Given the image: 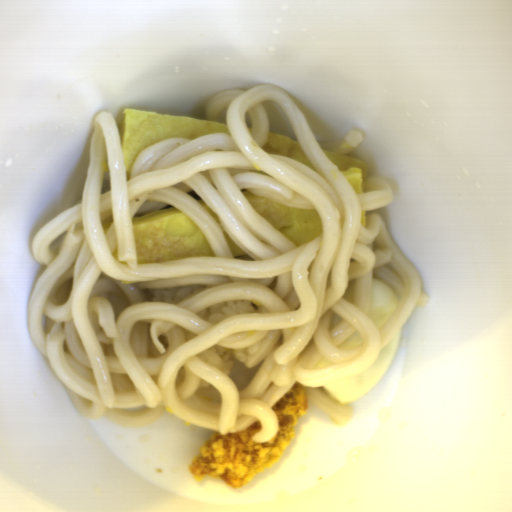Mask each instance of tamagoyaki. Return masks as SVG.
Listing matches in <instances>:
<instances>
[{"label":"tamagoyaki","mask_w":512,"mask_h":512,"mask_svg":"<svg viewBox=\"0 0 512 512\" xmlns=\"http://www.w3.org/2000/svg\"><path fill=\"white\" fill-rule=\"evenodd\" d=\"M132 225L138 263L214 257L203 229L173 206L133 218Z\"/></svg>","instance_id":"tamagoyaki-1"},{"label":"tamagoyaki","mask_w":512,"mask_h":512,"mask_svg":"<svg viewBox=\"0 0 512 512\" xmlns=\"http://www.w3.org/2000/svg\"><path fill=\"white\" fill-rule=\"evenodd\" d=\"M126 180H130L136 157L145 149L170 137L198 138L215 133H229L228 124L199 117L169 116L125 108L119 123Z\"/></svg>","instance_id":"tamagoyaki-2"},{"label":"tamagoyaki","mask_w":512,"mask_h":512,"mask_svg":"<svg viewBox=\"0 0 512 512\" xmlns=\"http://www.w3.org/2000/svg\"><path fill=\"white\" fill-rule=\"evenodd\" d=\"M243 194L261 218L299 247L318 238L322 232V220L317 211L290 208L278 201L260 198L248 189Z\"/></svg>","instance_id":"tamagoyaki-3"},{"label":"tamagoyaki","mask_w":512,"mask_h":512,"mask_svg":"<svg viewBox=\"0 0 512 512\" xmlns=\"http://www.w3.org/2000/svg\"><path fill=\"white\" fill-rule=\"evenodd\" d=\"M322 150V149H321ZM342 174L354 193H364V182L370 171L367 161L351 158L328 150H322Z\"/></svg>","instance_id":"tamagoyaki-4"},{"label":"tamagoyaki","mask_w":512,"mask_h":512,"mask_svg":"<svg viewBox=\"0 0 512 512\" xmlns=\"http://www.w3.org/2000/svg\"><path fill=\"white\" fill-rule=\"evenodd\" d=\"M263 149L267 154H281L293 160L307 164L318 174L314 164L300 145L298 139L268 131V141L264 145Z\"/></svg>","instance_id":"tamagoyaki-5"},{"label":"tamagoyaki","mask_w":512,"mask_h":512,"mask_svg":"<svg viewBox=\"0 0 512 512\" xmlns=\"http://www.w3.org/2000/svg\"><path fill=\"white\" fill-rule=\"evenodd\" d=\"M224 234L234 258L248 256L225 232Z\"/></svg>","instance_id":"tamagoyaki-6"},{"label":"tamagoyaki","mask_w":512,"mask_h":512,"mask_svg":"<svg viewBox=\"0 0 512 512\" xmlns=\"http://www.w3.org/2000/svg\"><path fill=\"white\" fill-rule=\"evenodd\" d=\"M366 218H367V211H363L360 216L361 223H362L363 227H366Z\"/></svg>","instance_id":"tamagoyaki-7"}]
</instances>
